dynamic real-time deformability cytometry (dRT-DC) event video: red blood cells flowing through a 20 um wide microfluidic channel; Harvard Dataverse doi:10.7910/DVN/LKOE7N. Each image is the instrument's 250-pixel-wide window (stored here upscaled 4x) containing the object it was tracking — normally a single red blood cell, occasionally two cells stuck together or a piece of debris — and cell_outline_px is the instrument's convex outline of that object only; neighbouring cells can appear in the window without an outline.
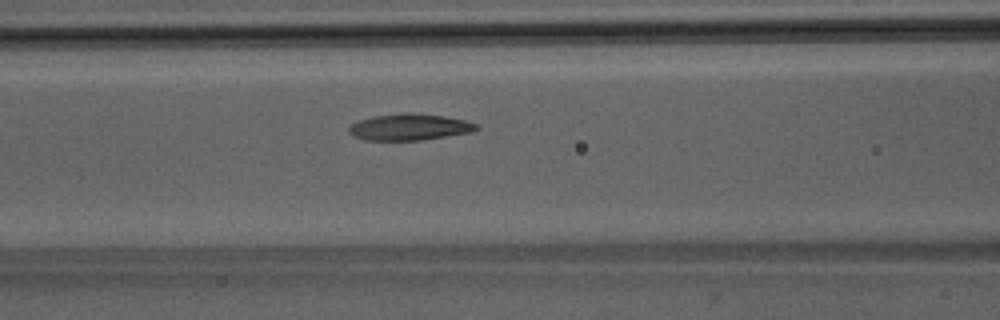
{"species": "Egyptian fruit bat (a non-hibernating species)", "species_latin": "Rousettus aegyptiacus", "temperature_condition": "room temperature", "stored_images_in_passage": 36, "camera_frame_rate_fps": 3000, "um_per_image_px": 0.085, "animal": {"sex": "male"}, "frame": {"image": 1, "passage_image": 10, "time_ms": 3.0, "image_size_px": [1000, 320], "cell_outline_px": [[480, 128], [472, 132], [420, 140], [364, 140], [348, 132], [348, 128], [352, 124], [360, 120], [372, 116], [404, 112], [408, 112], [444, 116], [464, 120], [476, 124]], "centroid_in_image_um": [34.8, 10.79], "position_along_channel_um": 131.8, "area_um2": 19.54}}
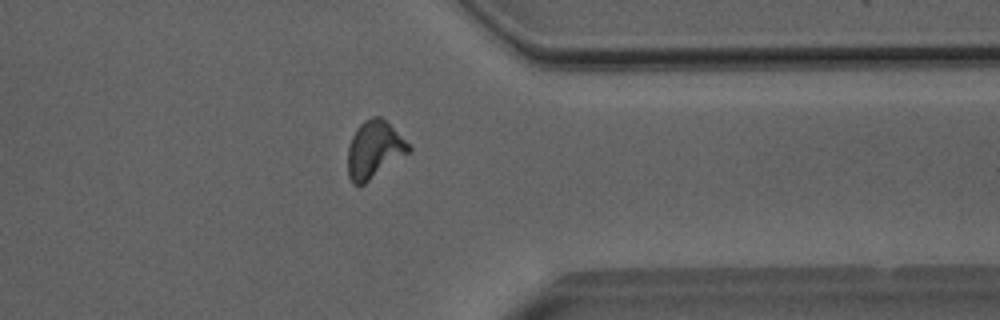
{"frame": {"image": 2, "passage_image": 29, "time_ms": 9.333, "image_size_px": [1000, 320], "cell_outline_px": [[412, 152], [364, 184], [352, 184], [348, 176], [348, 148], [352, 136], [356, 128], [364, 120], [372, 116], [380, 116], [412, 148]], "centroid_in_image_um": [31.8, 12.74], "position_along_channel_um": 379.6, "area_um2": 20.29}}
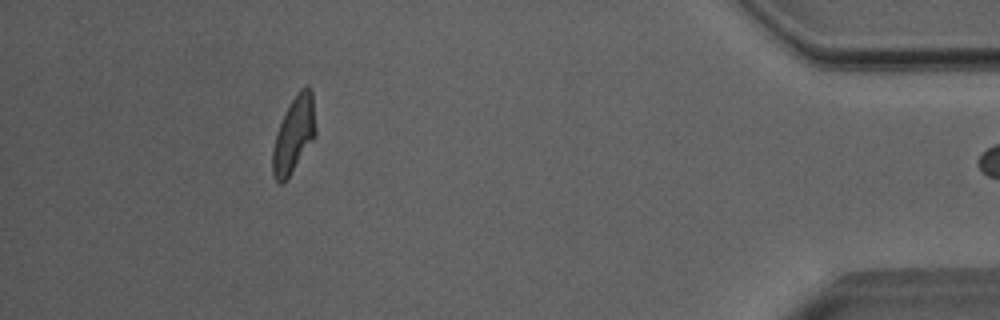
{"frame": {"image": 3, "passage_image": 35, "time_ms": 11.333, "image_size_px": [1000, 320], "cell_outline_px": [[316, 136], [288, 176], [280, 184], [272, 176], [272, 152], [276, 132], [292, 100], [300, 88], [308, 84], [312, 88], [316, 128]], "centroid_in_image_um": [24.99, 11.4], "position_along_channel_um": 410.2, "area_um2": 18.84}}